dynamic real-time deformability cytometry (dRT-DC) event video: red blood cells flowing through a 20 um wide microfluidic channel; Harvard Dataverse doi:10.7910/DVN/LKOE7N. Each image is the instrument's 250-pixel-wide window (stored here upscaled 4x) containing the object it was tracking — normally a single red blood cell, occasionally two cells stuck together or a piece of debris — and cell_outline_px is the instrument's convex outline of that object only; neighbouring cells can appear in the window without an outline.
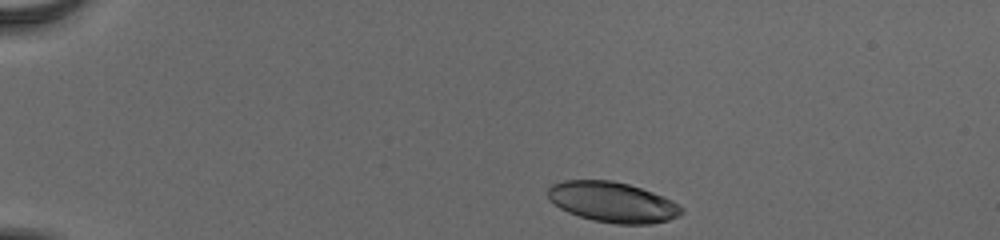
{"species": "human", "species_latin": "Homo sapiens", "temperature_condition": "cold", "stored_images_in_passage": 44, "camera_frame_rate_fps": 3000, "um_per_image_px": 0.085, "donor": {"sex": "male"}, "frame": {"image": 1, "passage_image": 1, "time_ms": 0.0, "image_size_px": [1000, 240], "cell_outline_px": [[684, 212], [680, 216], [668, 220], [652, 224], [616, 224], [592, 220], [568, 212], [560, 208], [548, 200], [548, 188], [552, 184], [564, 180], [612, 180], [628, 184], [664, 196], [672, 200], [684, 208]], "centroid_in_image_um": [52.08, 17.18], "position_along_channel_um": 32.9, "area_um2": 31.62}}
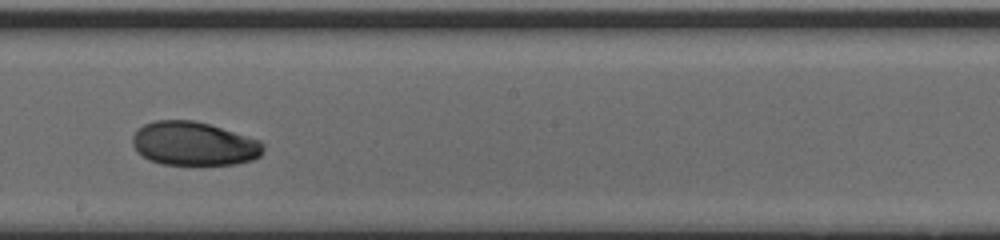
{"frame": {"image": 2, "passage_image": 23, "time_ms": 7.333, "image_size_px": [1000, 240], "cell_outline_px": [[264, 148], [260, 156], [252, 160], [236, 164], [164, 164], [148, 160], [136, 152], [132, 144], [132, 136], [144, 124], [156, 120], [192, 120], [208, 124], [248, 136], [260, 140], [264, 144]], "centroid_in_image_um": [16.47, 12.22], "position_along_channel_um": 231.7, "area_um2": 33.29}}
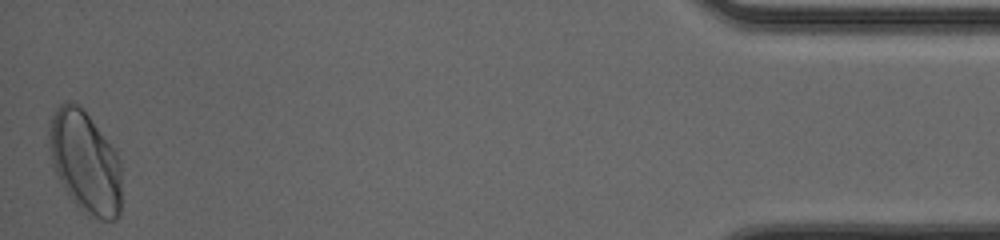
{"frame": {"image": 3, "passage_image": 44, "time_ms": 14.333, "image_size_px": [1000, 240], "cell_outline_px": [[120, 216], [116, 220], [100, 220], [80, 208], [72, 200], [60, 180], [52, 164], [48, 136], [48, 124], [56, 108], [64, 100], [72, 100], [88, 116], [116, 152], [120, 160]], "centroid_in_image_um": [7.22, 13.77], "position_along_channel_um": 428.0, "area_um2": 42.6}, "authors_computed_cell_mechanics": {"area_um2": 34.0442, "velocity_mm_per_s": 3.8641, "shape_relaxation_time_tau1_ms": 4.9348, "shape_relaxation_time_tau2_ms": 1.4234, "deformation_change_tau1": 0.1516, "deformation_change_tau2": 0.0398}}